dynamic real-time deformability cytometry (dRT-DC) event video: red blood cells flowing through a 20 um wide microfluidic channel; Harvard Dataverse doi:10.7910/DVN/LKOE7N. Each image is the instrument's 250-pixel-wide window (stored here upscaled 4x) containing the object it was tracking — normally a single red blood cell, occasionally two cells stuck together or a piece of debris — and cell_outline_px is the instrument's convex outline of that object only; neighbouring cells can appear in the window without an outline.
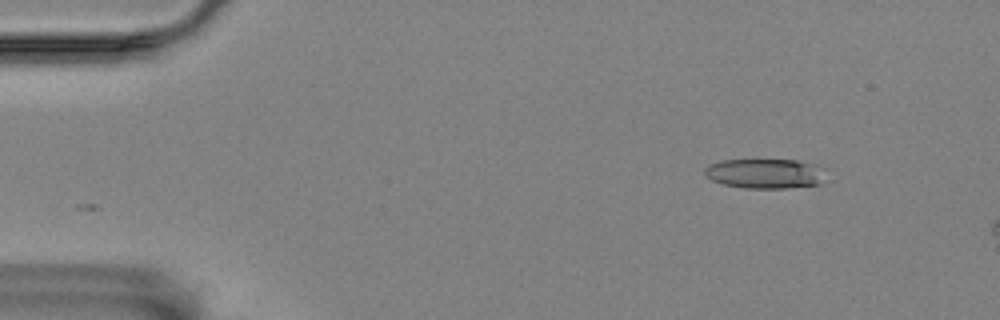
{"species": "Egyptian fruit bat (a non-hibernating species)", "species_latin": "Rousettus aegyptiacus", "temperature_condition": "room temperature", "stored_images_in_passage": 9, "camera_frame_rate_fps": 3000, "um_per_image_px": 0.085, "animal": {"sex": "female"}, "frame": {"image": 1, "passage_image": 1, "time_ms": 0.0, "image_size_px": [1000, 320], "cell_outline_px": [[824, 168], [820, 184], [788, 188], [744, 188], [724, 184], [712, 180], [704, 172], [704, 168], [708, 164], [720, 160], [756, 156], [796, 160], [816, 164]], "centroid_in_image_um": [64.98, 14.68], "position_along_channel_um": 20.0, "area_um2": 22.08}}